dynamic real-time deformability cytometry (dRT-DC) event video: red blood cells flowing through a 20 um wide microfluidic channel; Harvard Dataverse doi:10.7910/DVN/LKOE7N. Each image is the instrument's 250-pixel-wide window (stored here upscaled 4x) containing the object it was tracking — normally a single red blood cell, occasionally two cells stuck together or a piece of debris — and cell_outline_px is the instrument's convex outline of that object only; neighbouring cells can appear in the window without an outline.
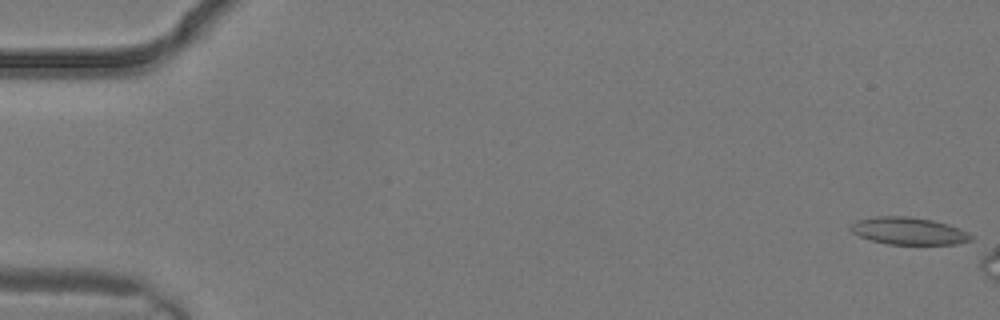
{"species": "common noctule bat (a hibernating species)", "species_latin": "Nyctalus noctula", "temperature_condition": "warm", "stored_images_in_passage": 3, "camera_frame_rate_fps": 3000, "um_per_image_px": 0.085, "animal": {"sex": "male", "body_mass_g": 19.2, "forearm_length_mm": 51.8}, "frame": {"image": 1, "passage_image": 3, "time_ms": 0.667, "image_size_px": [1000, 320], "cell_outline_px": [[972, 240], [956, 244], [888, 244], [872, 240], [860, 236], [852, 232], [848, 228], [848, 224], [856, 220], [876, 216], [908, 216], [932, 220], [948, 224], [960, 228], [968, 232], [972, 236]], "centroid_in_image_um": [77.21, 19.62], "position_along_channel_um": 7.8, "area_um2": 19.25}}